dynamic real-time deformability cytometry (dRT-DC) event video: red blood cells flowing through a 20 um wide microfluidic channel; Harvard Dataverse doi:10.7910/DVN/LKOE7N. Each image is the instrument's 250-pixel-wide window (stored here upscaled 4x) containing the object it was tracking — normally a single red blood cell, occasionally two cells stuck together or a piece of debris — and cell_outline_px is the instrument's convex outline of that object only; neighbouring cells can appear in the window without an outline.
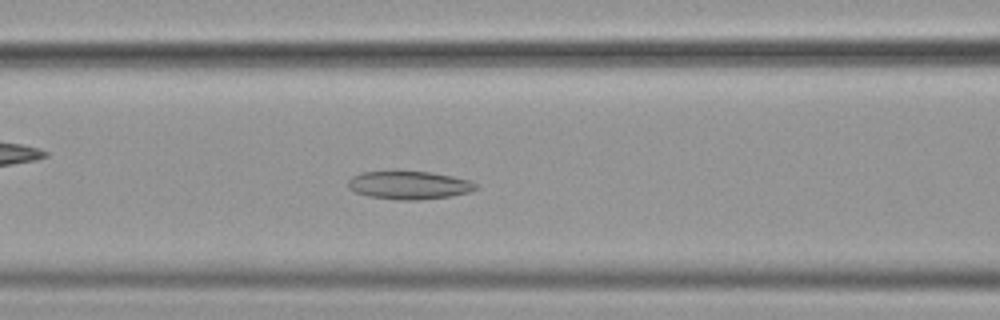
{"species": "common noctule bat (a hibernating species)", "species_latin": "Nyctalus noctula", "temperature_condition": "cold", "stored_images_in_passage": 55, "camera_frame_rate_fps": 3000, "um_per_image_px": 0.085, "animal": {"sex": "female", "body_mass_g": 19.9}, "frame": {"image": 1, "passage_image": 23, "time_ms": 7.333, "image_size_px": [1000, 320], "cell_outline_px": [[480, 184], [476, 188], [468, 192], [448, 196], [420, 200], [400, 200], [368, 196], [356, 192], [348, 188], [348, 180], [352, 176], [360, 172], [392, 168], [396, 168], [432, 172], [452, 176], [468, 180]], "centroid_in_image_um": [34.7, 15.68], "position_along_channel_um": 131.9, "area_um2": 21.85}}
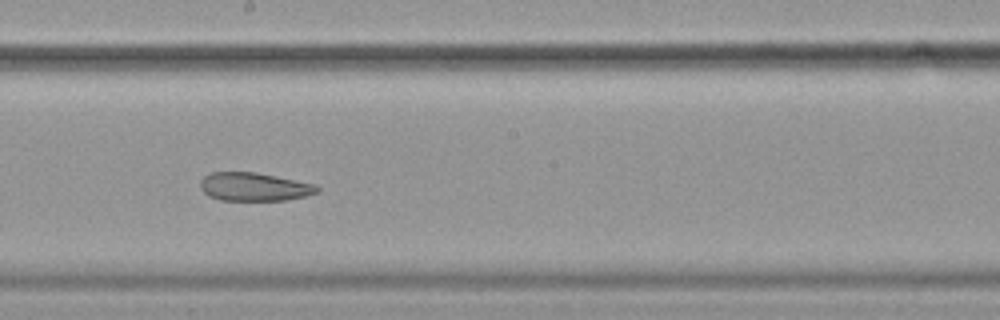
{"frame": {"image": 2, "passage_image": 31, "time_ms": 10.0, "image_size_px": [1000, 320], "cell_outline_px": [[320, 192], [304, 196], [284, 200], [220, 200], [208, 196], [200, 188], [200, 180], [204, 176], [212, 172], [256, 172], [316, 184], [320, 188]], "centroid_in_image_um": [21.6, 15.87], "position_along_channel_um": 226.6, "area_um2": 19.36}}
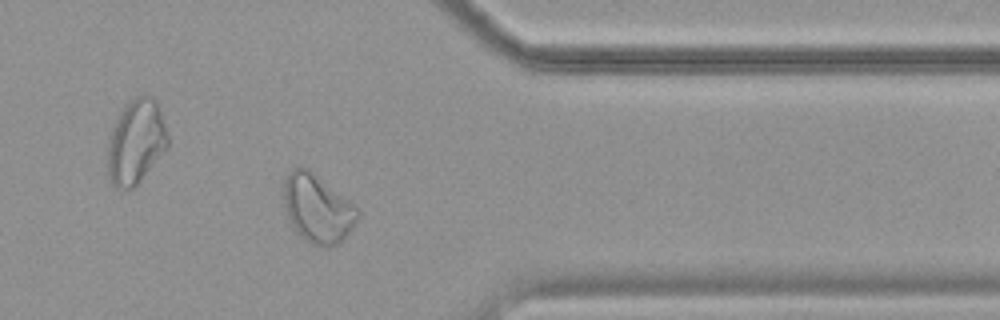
{"frame": {"image": 3, "passage_image": 45, "time_ms": 14.667, "image_size_px": [1000, 320], "cell_outline_px": [[360, 212], [352, 228], [336, 244], [328, 248], [312, 244], [304, 240], [296, 232], [288, 220], [284, 208], [280, 192], [284, 180], [288, 172], [292, 168], [308, 168], [360, 208]], "centroid_in_image_um": [26.93, 17.71], "position_along_channel_um": 384.5, "area_um2": 29.88}, "authors_computed_cell_mechanics": {"area_um2": 25.432, "velocity_mm_per_s": 3.5663, "shape_relaxation_time_tau1_ms": null, "shape_relaxation_time_tau2_ms": 2.9963, "deformation_change_tau1": null, "deformation_change_tau2": 0.0812}}